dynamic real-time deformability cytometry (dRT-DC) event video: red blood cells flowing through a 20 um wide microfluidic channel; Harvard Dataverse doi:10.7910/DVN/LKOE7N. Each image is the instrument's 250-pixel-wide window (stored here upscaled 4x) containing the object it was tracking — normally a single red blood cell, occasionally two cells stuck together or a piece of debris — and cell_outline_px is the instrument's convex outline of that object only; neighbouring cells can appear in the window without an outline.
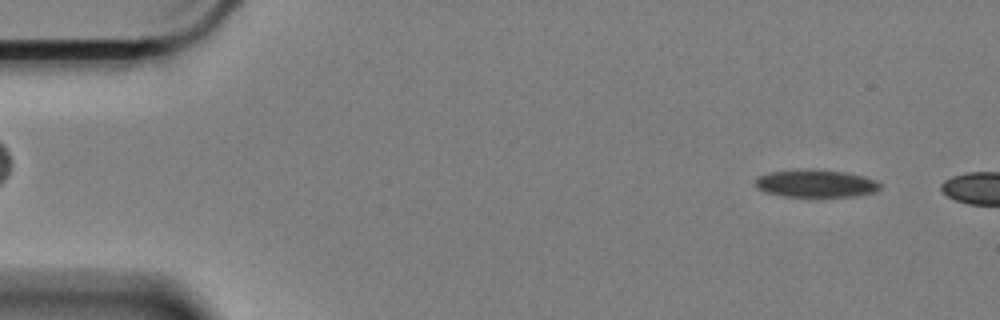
{"species": "Egyptian fruit bat (a non-hibernating species)", "species_latin": "Rousettus aegyptiacus", "temperature_condition": "cold", "stored_images_in_passage": 52, "camera_frame_rate_fps": 3000, "um_per_image_px": 0.085, "animal": {"sex": "female"}, "frame": {"image": 1, "passage_image": 4, "time_ms": 1.0, "image_size_px": [1000, 320], "cell_outline_px": [[880, 188], [872, 192], [852, 196], [784, 196], [768, 192], [756, 188], [756, 180], [760, 176], [772, 172], [816, 168], [844, 172], [876, 180], [880, 184]], "centroid_in_image_um": [69.34, 15.58], "position_along_channel_um": 15.7, "area_um2": 19.59}}
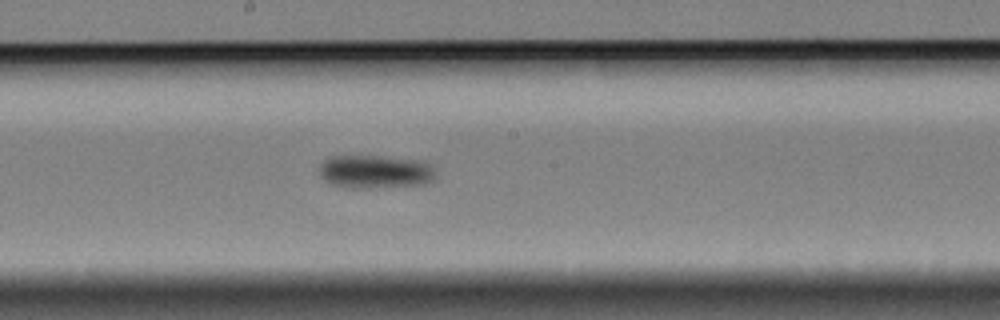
{"frame": {"image": 2, "passage_image": 31, "time_ms": 10.0, "image_size_px": [1000, 320], "cell_outline_px": [[436, 180], [424, 184], [364, 188], [348, 188], [332, 184], [320, 176], [320, 164], [328, 156], [380, 156], [424, 160], [432, 164], [436, 172]], "centroid_in_image_um": [31.95, 14.58], "position_along_channel_um": 216.2, "area_um2": 22.95}}
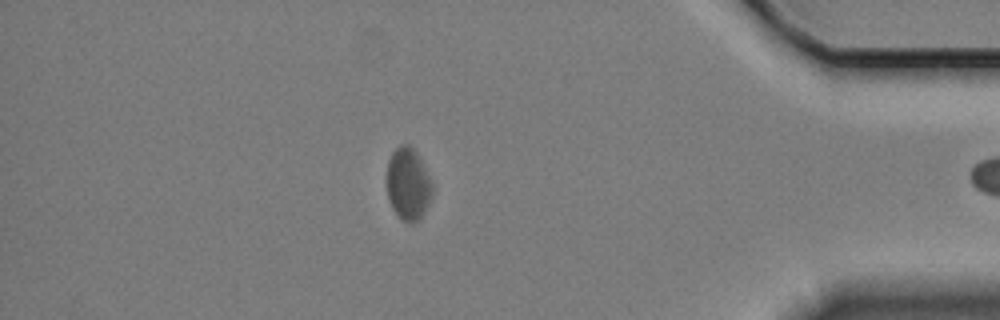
{"frame": {"image": 3, "passage_image": 51, "time_ms": 16.667, "image_size_px": [1000, 320], "cell_outline_px": [[432, 196], [420, 220], [400, 220], [392, 208], [388, 196], [388, 160], [392, 152], [400, 144], [408, 144], [416, 152], [432, 184]], "centroid_in_image_um": [34.68, 15.64], "position_along_channel_um": 400.5, "area_um2": 18.67}}